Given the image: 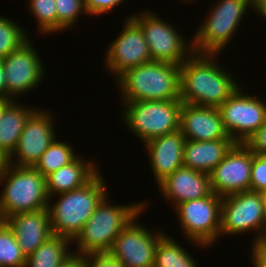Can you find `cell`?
Instances as JSON below:
<instances>
[{
    "mask_svg": "<svg viewBox=\"0 0 266 267\" xmlns=\"http://www.w3.org/2000/svg\"><path fill=\"white\" fill-rule=\"evenodd\" d=\"M214 56L193 52L180 64L182 103L219 108L239 88L233 76L217 66Z\"/></svg>",
    "mask_w": 266,
    "mask_h": 267,
    "instance_id": "obj_1",
    "label": "cell"
},
{
    "mask_svg": "<svg viewBox=\"0 0 266 267\" xmlns=\"http://www.w3.org/2000/svg\"><path fill=\"white\" fill-rule=\"evenodd\" d=\"M122 101L180 100V65L150 61L118 78Z\"/></svg>",
    "mask_w": 266,
    "mask_h": 267,
    "instance_id": "obj_2",
    "label": "cell"
},
{
    "mask_svg": "<svg viewBox=\"0 0 266 267\" xmlns=\"http://www.w3.org/2000/svg\"><path fill=\"white\" fill-rule=\"evenodd\" d=\"M103 177L99 172L83 187L60 193L58 201L48 204L53 235L73 241L92 216L106 194ZM52 205V206H51Z\"/></svg>",
    "mask_w": 266,
    "mask_h": 267,
    "instance_id": "obj_3",
    "label": "cell"
},
{
    "mask_svg": "<svg viewBox=\"0 0 266 267\" xmlns=\"http://www.w3.org/2000/svg\"><path fill=\"white\" fill-rule=\"evenodd\" d=\"M2 182L6 184L0 194L1 221L19 213L48 208L45 177L34 167L6 163L0 175V184Z\"/></svg>",
    "mask_w": 266,
    "mask_h": 267,
    "instance_id": "obj_4",
    "label": "cell"
},
{
    "mask_svg": "<svg viewBox=\"0 0 266 267\" xmlns=\"http://www.w3.org/2000/svg\"><path fill=\"white\" fill-rule=\"evenodd\" d=\"M107 198L101 200L73 240L79 248L76 255L109 252L122 229L146 207L145 203L109 205Z\"/></svg>",
    "mask_w": 266,
    "mask_h": 267,
    "instance_id": "obj_5",
    "label": "cell"
},
{
    "mask_svg": "<svg viewBox=\"0 0 266 267\" xmlns=\"http://www.w3.org/2000/svg\"><path fill=\"white\" fill-rule=\"evenodd\" d=\"M124 121L142 143L180 129L181 100L123 101Z\"/></svg>",
    "mask_w": 266,
    "mask_h": 267,
    "instance_id": "obj_6",
    "label": "cell"
},
{
    "mask_svg": "<svg viewBox=\"0 0 266 267\" xmlns=\"http://www.w3.org/2000/svg\"><path fill=\"white\" fill-rule=\"evenodd\" d=\"M248 6L255 8V0H220L191 41L193 51L218 55L232 39Z\"/></svg>",
    "mask_w": 266,
    "mask_h": 267,
    "instance_id": "obj_7",
    "label": "cell"
},
{
    "mask_svg": "<svg viewBox=\"0 0 266 267\" xmlns=\"http://www.w3.org/2000/svg\"><path fill=\"white\" fill-rule=\"evenodd\" d=\"M251 230L258 233L253 245H260L265 236L262 193L249 190L222 197L219 236Z\"/></svg>",
    "mask_w": 266,
    "mask_h": 267,
    "instance_id": "obj_8",
    "label": "cell"
},
{
    "mask_svg": "<svg viewBox=\"0 0 266 267\" xmlns=\"http://www.w3.org/2000/svg\"><path fill=\"white\" fill-rule=\"evenodd\" d=\"M222 197L212 192L200 199L185 201L175 209L185 236L197 246L208 247L220 233Z\"/></svg>",
    "mask_w": 266,
    "mask_h": 267,
    "instance_id": "obj_9",
    "label": "cell"
},
{
    "mask_svg": "<svg viewBox=\"0 0 266 267\" xmlns=\"http://www.w3.org/2000/svg\"><path fill=\"white\" fill-rule=\"evenodd\" d=\"M130 18L143 31L152 61L180 65L194 52L192 45L189 47L185 38L155 13L147 11Z\"/></svg>",
    "mask_w": 266,
    "mask_h": 267,
    "instance_id": "obj_10",
    "label": "cell"
},
{
    "mask_svg": "<svg viewBox=\"0 0 266 267\" xmlns=\"http://www.w3.org/2000/svg\"><path fill=\"white\" fill-rule=\"evenodd\" d=\"M224 128L236 143L245 144L266 122V103L239 87L219 108Z\"/></svg>",
    "mask_w": 266,
    "mask_h": 267,
    "instance_id": "obj_11",
    "label": "cell"
},
{
    "mask_svg": "<svg viewBox=\"0 0 266 267\" xmlns=\"http://www.w3.org/2000/svg\"><path fill=\"white\" fill-rule=\"evenodd\" d=\"M135 216L114 240L109 253L126 267H153L155 249L163 232L152 234L144 226L136 223Z\"/></svg>",
    "mask_w": 266,
    "mask_h": 267,
    "instance_id": "obj_12",
    "label": "cell"
},
{
    "mask_svg": "<svg viewBox=\"0 0 266 267\" xmlns=\"http://www.w3.org/2000/svg\"><path fill=\"white\" fill-rule=\"evenodd\" d=\"M253 152L236 143L225 158L209 173L211 190L224 197L250 190Z\"/></svg>",
    "mask_w": 266,
    "mask_h": 267,
    "instance_id": "obj_13",
    "label": "cell"
},
{
    "mask_svg": "<svg viewBox=\"0 0 266 267\" xmlns=\"http://www.w3.org/2000/svg\"><path fill=\"white\" fill-rule=\"evenodd\" d=\"M29 39L2 59L6 78V98L14 99L38 86L43 79V65ZM17 95V96H16Z\"/></svg>",
    "mask_w": 266,
    "mask_h": 267,
    "instance_id": "obj_14",
    "label": "cell"
},
{
    "mask_svg": "<svg viewBox=\"0 0 266 267\" xmlns=\"http://www.w3.org/2000/svg\"><path fill=\"white\" fill-rule=\"evenodd\" d=\"M51 116L50 112L39 109L29 117L19 137L17 147L7 159V163L19 167L35 166L56 137ZM13 156L18 159L17 163L13 162Z\"/></svg>",
    "mask_w": 266,
    "mask_h": 267,
    "instance_id": "obj_15",
    "label": "cell"
},
{
    "mask_svg": "<svg viewBox=\"0 0 266 267\" xmlns=\"http://www.w3.org/2000/svg\"><path fill=\"white\" fill-rule=\"evenodd\" d=\"M106 53L105 64L117 78L130 68L152 61L143 31L131 18Z\"/></svg>",
    "mask_w": 266,
    "mask_h": 267,
    "instance_id": "obj_16",
    "label": "cell"
},
{
    "mask_svg": "<svg viewBox=\"0 0 266 267\" xmlns=\"http://www.w3.org/2000/svg\"><path fill=\"white\" fill-rule=\"evenodd\" d=\"M180 130L186 140L231 139L224 128L218 108L182 103Z\"/></svg>",
    "mask_w": 266,
    "mask_h": 267,
    "instance_id": "obj_17",
    "label": "cell"
},
{
    "mask_svg": "<svg viewBox=\"0 0 266 267\" xmlns=\"http://www.w3.org/2000/svg\"><path fill=\"white\" fill-rule=\"evenodd\" d=\"M159 190L174 207L185 201L207 197L212 193L209 174L182 166L159 184Z\"/></svg>",
    "mask_w": 266,
    "mask_h": 267,
    "instance_id": "obj_18",
    "label": "cell"
},
{
    "mask_svg": "<svg viewBox=\"0 0 266 267\" xmlns=\"http://www.w3.org/2000/svg\"><path fill=\"white\" fill-rule=\"evenodd\" d=\"M4 221L12 229L26 257L53 236L48 208L19 213L6 218Z\"/></svg>",
    "mask_w": 266,
    "mask_h": 267,
    "instance_id": "obj_19",
    "label": "cell"
},
{
    "mask_svg": "<svg viewBox=\"0 0 266 267\" xmlns=\"http://www.w3.org/2000/svg\"><path fill=\"white\" fill-rule=\"evenodd\" d=\"M186 139L181 130L156 137L147 143L151 169L157 185L176 169L183 166V151Z\"/></svg>",
    "mask_w": 266,
    "mask_h": 267,
    "instance_id": "obj_20",
    "label": "cell"
},
{
    "mask_svg": "<svg viewBox=\"0 0 266 267\" xmlns=\"http://www.w3.org/2000/svg\"><path fill=\"white\" fill-rule=\"evenodd\" d=\"M235 144L233 139L186 140L183 151V166L209 174Z\"/></svg>",
    "mask_w": 266,
    "mask_h": 267,
    "instance_id": "obj_21",
    "label": "cell"
},
{
    "mask_svg": "<svg viewBox=\"0 0 266 267\" xmlns=\"http://www.w3.org/2000/svg\"><path fill=\"white\" fill-rule=\"evenodd\" d=\"M98 170L93 162H85L82 157L77 156L69 164L45 177L49 200L55 194L59 195L83 187L99 172Z\"/></svg>",
    "mask_w": 266,
    "mask_h": 267,
    "instance_id": "obj_22",
    "label": "cell"
},
{
    "mask_svg": "<svg viewBox=\"0 0 266 267\" xmlns=\"http://www.w3.org/2000/svg\"><path fill=\"white\" fill-rule=\"evenodd\" d=\"M34 108L21 106L13 100L3 112L0 119V154L8 159L17 147L19 137Z\"/></svg>",
    "mask_w": 266,
    "mask_h": 267,
    "instance_id": "obj_23",
    "label": "cell"
},
{
    "mask_svg": "<svg viewBox=\"0 0 266 267\" xmlns=\"http://www.w3.org/2000/svg\"><path fill=\"white\" fill-rule=\"evenodd\" d=\"M70 242L66 237L51 236L26 257L25 267H60L74 255L73 251L68 252Z\"/></svg>",
    "mask_w": 266,
    "mask_h": 267,
    "instance_id": "obj_24",
    "label": "cell"
},
{
    "mask_svg": "<svg viewBox=\"0 0 266 267\" xmlns=\"http://www.w3.org/2000/svg\"><path fill=\"white\" fill-rule=\"evenodd\" d=\"M177 243L164 235L156 246L153 267H197L193 257Z\"/></svg>",
    "mask_w": 266,
    "mask_h": 267,
    "instance_id": "obj_25",
    "label": "cell"
},
{
    "mask_svg": "<svg viewBox=\"0 0 266 267\" xmlns=\"http://www.w3.org/2000/svg\"><path fill=\"white\" fill-rule=\"evenodd\" d=\"M70 145L55 139L42 154L34 168L44 177L72 162L77 156Z\"/></svg>",
    "mask_w": 266,
    "mask_h": 267,
    "instance_id": "obj_26",
    "label": "cell"
},
{
    "mask_svg": "<svg viewBox=\"0 0 266 267\" xmlns=\"http://www.w3.org/2000/svg\"><path fill=\"white\" fill-rule=\"evenodd\" d=\"M23 254L12 229L0 220V267H25Z\"/></svg>",
    "mask_w": 266,
    "mask_h": 267,
    "instance_id": "obj_27",
    "label": "cell"
},
{
    "mask_svg": "<svg viewBox=\"0 0 266 267\" xmlns=\"http://www.w3.org/2000/svg\"><path fill=\"white\" fill-rule=\"evenodd\" d=\"M17 22L0 15V59L17 50L29 38Z\"/></svg>",
    "mask_w": 266,
    "mask_h": 267,
    "instance_id": "obj_28",
    "label": "cell"
},
{
    "mask_svg": "<svg viewBox=\"0 0 266 267\" xmlns=\"http://www.w3.org/2000/svg\"><path fill=\"white\" fill-rule=\"evenodd\" d=\"M30 11L38 20L39 31L42 33H54L58 31V17L55 0H30Z\"/></svg>",
    "mask_w": 266,
    "mask_h": 267,
    "instance_id": "obj_29",
    "label": "cell"
},
{
    "mask_svg": "<svg viewBox=\"0 0 266 267\" xmlns=\"http://www.w3.org/2000/svg\"><path fill=\"white\" fill-rule=\"evenodd\" d=\"M58 17V31L71 28L76 23L79 15L87 14L84 0H55ZM81 12V13H80Z\"/></svg>",
    "mask_w": 266,
    "mask_h": 267,
    "instance_id": "obj_30",
    "label": "cell"
},
{
    "mask_svg": "<svg viewBox=\"0 0 266 267\" xmlns=\"http://www.w3.org/2000/svg\"><path fill=\"white\" fill-rule=\"evenodd\" d=\"M250 190L260 193L266 191V153H253Z\"/></svg>",
    "mask_w": 266,
    "mask_h": 267,
    "instance_id": "obj_31",
    "label": "cell"
},
{
    "mask_svg": "<svg viewBox=\"0 0 266 267\" xmlns=\"http://www.w3.org/2000/svg\"><path fill=\"white\" fill-rule=\"evenodd\" d=\"M82 267H126L109 252L80 255Z\"/></svg>",
    "mask_w": 266,
    "mask_h": 267,
    "instance_id": "obj_32",
    "label": "cell"
},
{
    "mask_svg": "<svg viewBox=\"0 0 266 267\" xmlns=\"http://www.w3.org/2000/svg\"><path fill=\"white\" fill-rule=\"evenodd\" d=\"M123 2V0H84L86 12L89 15H100L110 12L115 6Z\"/></svg>",
    "mask_w": 266,
    "mask_h": 267,
    "instance_id": "obj_33",
    "label": "cell"
},
{
    "mask_svg": "<svg viewBox=\"0 0 266 267\" xmlns=\"http://www.w3.org/2000/svg\"><path fill=\"white\" fill-rule=\"evenodd\" d=\"M254 154L266 153V122L245 143Z\"/></svg>",
    "mask_w": 266,
    "mask_h": 267,
    "instance_id": "obj_34",
    "label": "cell"
},
{
    "mask_svg": "<svg viewBox=\"0 0 266 267\" xmlns=\"http://www.w3.org/2000/svg\"><path fill=\"white\" fill-rule=\"evenodd\" d=\"M251 255L254 267H266V252L259 245H253Z\"/></svg>",
    "mask_w": 266,
    "mask_h": 267,
    "instance_id": "obj_35",
    "label": "cell"
},
{
    "mask_svg": "<svg viewBox=\"0 0 266 267\" xmlns=\"http://www.w3.org/2000/svg\"><path fill=\"white\" fill-rule=\"evenodd\" d=\"M0 97L6 98V78L3 69L2 59H0Z\"/></svg>",
    "mask_w": 266,
    "mask_h": 267,
    "instance_id": "obj_36",
    "label": "cell"
},
{
    "mask_svg": "<svg viewBox=\"0 0 266 267\" xmlns=\"http://www.w3.org/2000/svg\"><path fill=\"white\" fill-rule=\"evenodd\" d=\"M60 267H82V263L80 260V255H73L69 260H67Z\"/></svg>",
    "mask_w": 266,
    "mask_h": 267,
    "instance_id": "obj_37",
    "label": "cell"
},
{
    "mask_svg": "<svg viewBox=\"0 0 266 267\" xmlns=\"http://www.w3.org/2000/svg\"><path fill=\"white\" fill-rule=\"evenodd\" d=\"M254 10L266 19V0H255Z\"/></svg>",
    "mask_w": 266,
    "mask_h": 267,
    "instance_id": "obj_38",
    "label": "cell"
},
{
    "mask_svg": "<svg viewBox=\"0 0 266 267\" xmlns=\"http://www.w3.org/2000/svg\"><path fill=\"white\" fill-rule=\"evenodd\" d=\"M13 100L9 98L0 97V119L3 115L4 109L12 102Z\"/></svg>",
    "mask_w": 266,
    "mask_h": 267,
    "instance_id": "obj_39",
    "label": "cell"
},
{
    "mask_svg": "<svg viewBox=\"0 0 266 267\" xmlns=\"http://www.w3.org/2000/svg\"><path fill=\"white\" fill-rule=\"evenodd\" d=\"M7 163V159H5L1 154H0V175L2 174L3 168Z\"/></svg>",
    "mask_w": 266,
    "mask_h": 267,
    "instance_id": "obj_40",
    "label": "cell"
},
{
    "mask_svg": "<svg viewBox=\"0 0 266 267\" xmlns=\"http://www.w3.org/2000/svg\"><path fill=\"white\" fill-rule=\"evenodd\" d=\"M263 201H264V209H265V235H266V191L262 192Z\"/></svg>",
    "mask_w": 266,
    "mask_h": 267,
    "instance_id": "obj_41",
    "label": "cell"
},
{
    "mask_svg": "<svg viewBox=\"0 0 266 267\" xmlns=\"http://www.w3.org/2000/svg\"><path fill=\"white\" fill-rule=\"evenodd\" d=\"M259 246L266 252V235L264 236Z\"/></svg>",
    "mask_w": 266,
    "mask_h": 267,
    "instance_id": "obj_42",
    "label": "cell"
}]
</instances>
